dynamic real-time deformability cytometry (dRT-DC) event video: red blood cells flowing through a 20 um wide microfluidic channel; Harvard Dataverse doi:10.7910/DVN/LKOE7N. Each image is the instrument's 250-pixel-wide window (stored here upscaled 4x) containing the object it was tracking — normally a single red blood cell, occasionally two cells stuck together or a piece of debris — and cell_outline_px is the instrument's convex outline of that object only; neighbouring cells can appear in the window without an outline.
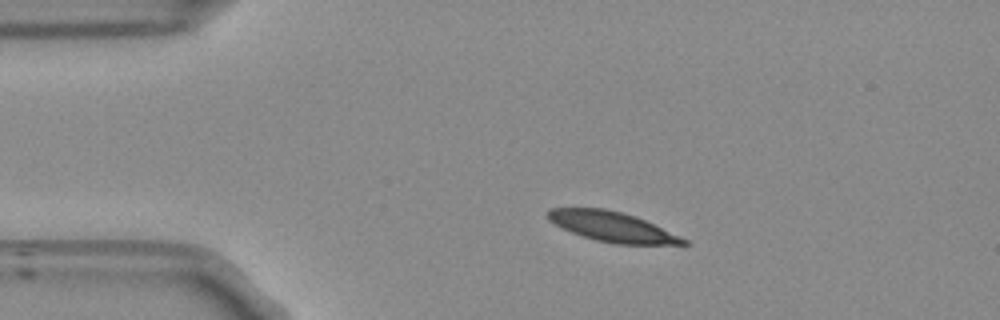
{"species": "Egyptian fruit bat (a non-hibernating species)", "species_latin": "Rousettus aegyptiacus", "temperature_condition": "room temperature", "stored_images_in_passage": 44, "camera_frame_rate_fps": 3000, "um_per_image_px": 0.085, "frame": {"image": 1, "passage_image": 1, "time_ms": 0.0, "image_size_px": [1000, 320], "cell_outline_px": [[692, 244], [616, 244], [596, 240], [572, 232], [548, 220], [548, 208], [604, 208], [636, 216], [680, 236], [688, 240]], "centroid_in_image_um": [52.06, 19.27], "position_along_channel_um": 32.9, "area_um2": 23.29}}
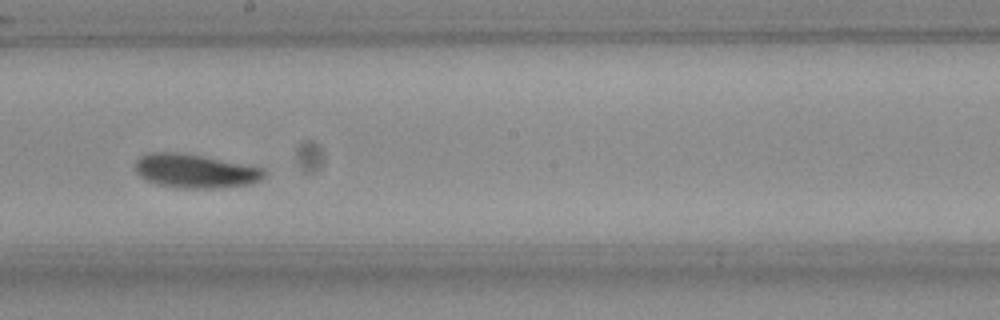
{"frame": {"image": 2, "passage_image": 20, "time_ms": 6.333, "image_size_px": [1000, 320], "cell_outline_px": [[268, 172], [260, 180], [252, 184], [216, 188], [176, 188], [156, 184], [140, 176], [136, 172], [136, 160], [140, 156], [148, 152], [176, 152], [200, 156], [264, 168]], "centroid_in_image_um": [16.59, 14.55], "position_along_channel_um": 231.6, "area_um2": 25.37}}
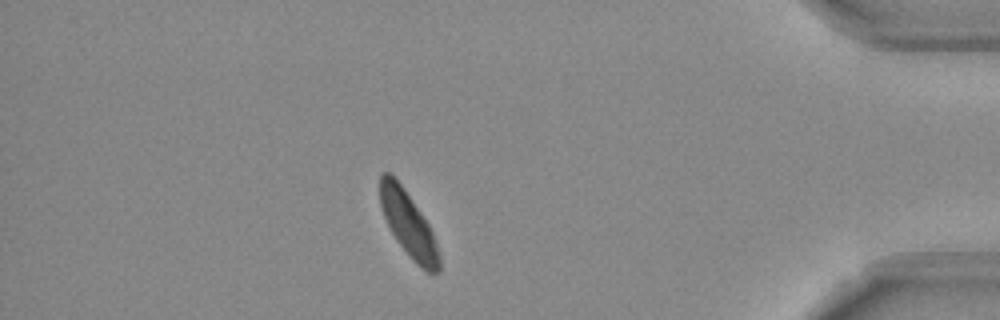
{"frame": {"image": 3, "passage_image": 37, "time_ms": 12.0, "image_size_px": [1000, 320], "cell_outline_px": [[440, 272], [432, 276], [420, 268], [412, 260], [396, 240], [384, 216], [380, 204], [380, 176], [384, 172], [392, 172], [404, 188], [428, 224], [432, 232], [440, 256]], "centroid_in_image_um": [34.73, 19.1], "position_along_channel_um": 400.5, "area_um2": 22.43}, "authors_computed_cell_mechanics": {"area_um2": 24.3627, "velocity_mm_per_s": 3.769, "shape_relaxation_time_tau1_ms": 3.5837, "shape_relaxation_time_tau2_ms": 3.5246, "deformation_change_tau1": 0.1233, "deformation_change_tau2": 0.0843}}